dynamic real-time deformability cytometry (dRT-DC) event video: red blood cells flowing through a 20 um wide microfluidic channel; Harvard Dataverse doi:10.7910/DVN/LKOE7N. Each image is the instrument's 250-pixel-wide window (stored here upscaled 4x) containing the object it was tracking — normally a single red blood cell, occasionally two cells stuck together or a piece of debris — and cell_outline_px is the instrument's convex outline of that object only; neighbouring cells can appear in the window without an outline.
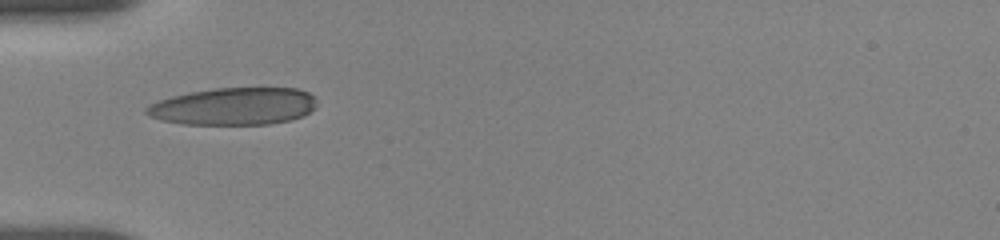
{"species": "human", "species_latin": "Homo sapiens", "temperature_condition": "room temperature", "stored_images_in_passage": 35, "camera_frame_rate_fps": 3000, "um_per_image_px": 0.085, "donor": {"sex": "female"}, "frame": {"image": 1, "passage_image": 1, "time_ms": 0.0, "image_size_px": [1000, 240], "cell_outline_px": [[316, 104], [304, 116], [288, 120], [268, 124], [184, 124], [160, 120], [148, 116], [144, 112], [144, 108], [148, 104], [172, 96], [192, 92], [216, 88], [296, 88], [308, 92], [316, 96]], "centroid_in_image_um": [19.85, 9.03], "position_along_channel_um": 65.2, "area_um2": 37.05}}
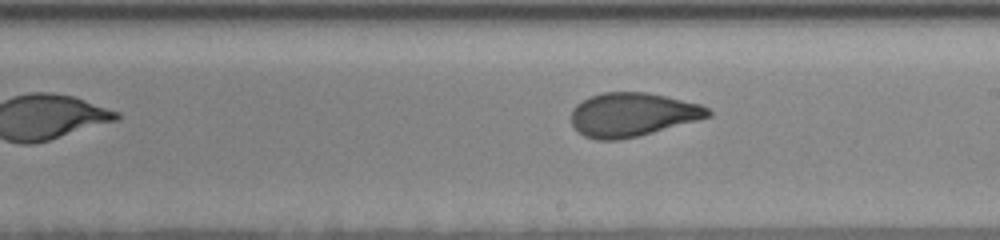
{"frame": {"image": 2, "passage_image": 15, "time_ms": 4.667, "image_size_px": [1000, 240], "cell_outline_px": [[712, 116], [640, 136], [620, 140], [596, 140], [584, 136], [572, 124], [572, 112], [576, 104], [592, 96], [604, 92], [644, 92], [664, 96], [700, 104], [708, 108], [712, 112]], "centroid_in_image_um": [53.77, 9.75], "position_along_channel_um": 235.2, "area_um2": 34.68}}
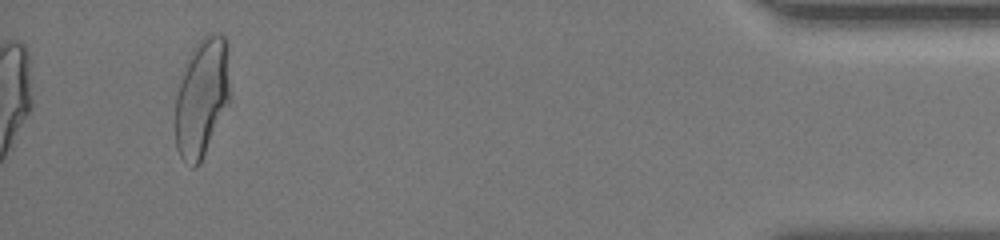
{"frame": {"image": 3, "passage_image": 35, "time_ms": 11.333, "image_size_px": [1000, 240], "cell_outline_px": [[232, 100], [200, 164], [196, 168], [192, 168], [180, 156], [176, 148], [176, 96], [184, 72], [200, 40], [208, 32], [216, 32], [228, 36], [232, 96]], "centroid_in_image_um": [17.26, 8.29], "position_along_channel_um": 417.9, "area_um2": 38.49}, "authors_computed_cell_mechanics": {"area_um2": 35.3158, "velocity_mm_per_s": 3.669, "shape_relaxation_time_tau1_ms": 6.8141, "shape_relaxation_time_tau2_ms": 0.9728, "deformation_change_tau1": 0.1978, "deformation_change_tau2": 0.0738}}